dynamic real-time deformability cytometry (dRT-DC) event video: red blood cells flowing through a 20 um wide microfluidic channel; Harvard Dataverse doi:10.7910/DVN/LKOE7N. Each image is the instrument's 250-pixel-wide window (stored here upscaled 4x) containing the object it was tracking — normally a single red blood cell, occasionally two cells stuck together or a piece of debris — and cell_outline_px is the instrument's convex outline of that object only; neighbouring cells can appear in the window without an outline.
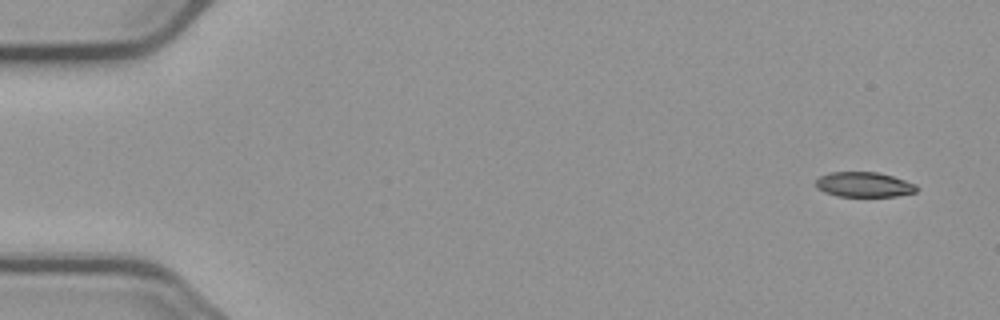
{"species": "common noctule bat (a hibernating species)", "species_latin": "Nyctalus noctula", "temperature_condition": "cold", "stored_images_in_passage": 4, "camera_frame_rate_fps": 3000, "um_per_image_px": 0.085, "animal": {"sex": "male", "body_mass_g": 23.1, "forearm_length_mm": 52.7}, "frame": {"image": 1, "passage_image": 1, "time_ms": 0.0, "image_size_px": [1000, 320], "cell_outline_px": [[920, 188], [916, 192], [896, 196], [836, 196], [824, 192], [816, 188], [816, 180], [820, 176], [828, 172], [876, 172], [892, 176], [916, 184]], "centroid_in_image_um": [73.43, 15.69], "position_along_channel_um": 11.6, "area_um2": 14.74}}
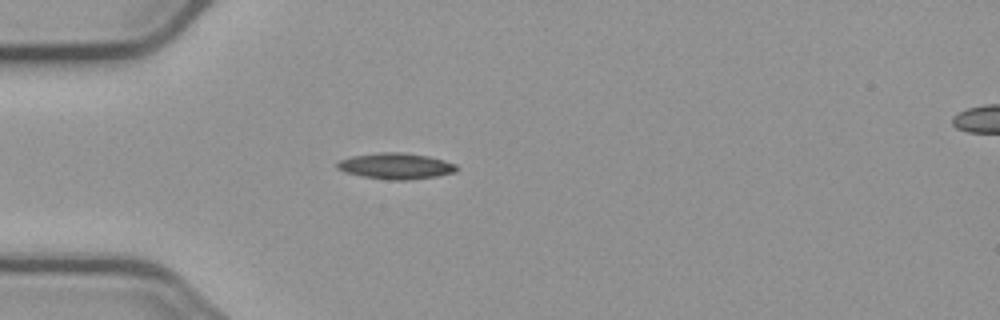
{"frame": {"image": 2, "passage_image": 4, "time_ms": 4.333, "image_size_px": [1000, 320], "cell_outline_px": [[460, 168], [456, 172], [436, 176], [408, 180], [392, 180], [360, 176], [344, 172], [336, 168], [336, 164], [340, 160], [352, 156], [380, 152], [404, 152], [428, 156], [444, 160], [456, 164]], "centroid_in_image_um": [33.66, 14.11], "position_along_channel_um": 51.3, "area_um2": 18.26}}